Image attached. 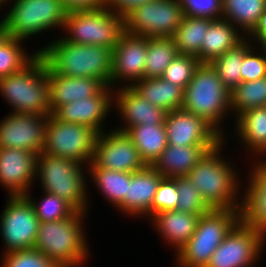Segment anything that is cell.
<instances>
[{
	"mask_svg": "<svg viewBox=\"0 0 266 267\" xmlns=\"http://www.w3.org/2000/svg\"><path fill=\"white\" fill-rule=\"evenodd\" d=\"M52 73L75 78H95L110 86L112 49L73 44L62 37L37 50Z\"/></svg>",
	"mask_w": 266,
	"mask_h": 267,
	"instance_id": "obj_1",
	"label": "cell"
},
{
	"mask_svg": "<svg viewBox=\"0 0 266 267\" xmlns=\"http://www.w3.org/2000/svg\"><path fill=\"white\" fill-rule=\"evenodd\" d=\"M224 143L207 151L186 177L211 209H240V180L233 164L220 155Z\"/></svg>",
	"mask_w": 266,
	"mask_h": 267,
	"instance_id": "obj_2",
	"label": "cell"
},
{
	"mask_svg": "<svg viewBox=\"0 0 266 267\" xmlns=\"http://www.w3.org/2000/svg\"><path fill=\"white\" fill-rule=\"evenodd\" d=\"M86 215L77 211L65 219L40 222L34 248L58 267H80L85 264L90 254L83 228Z\"/></svg>",
	"mask_w": 266,
	"mask_h": 267,
	"instance_id": "obj_3",
	"label": "cell"
},
{
	"mask_svg": "<svg viewBox=\"0 0 266 267\" xmlns=\"http://www.w3.org/2000/svg\"><path fill=\"white\" fill-rule=\"evenodd\" d=\"M0 93L12 107V113L49 116L47 64L42 56L38 53L22 70L1 77Z\"/></svg>",
	"mask_w": 266,
	"mask_h": 267,
	"instance_id": "obj_4",
	"label": "cell"
},
{
	"mask_svg": "<svg viewBox=\"0 0 266 267\" xmlns=\"http://www.w3.org/2000/svg\"><path fill=\"white\" fill-rule=\"evenodd\" d=\"M230 93L212 65L200 63L184 89L182 108L204 119L223 137L220 125L232 112Z\"/></svg>",
	"mask_w": 266,
	"mask_h": 267,
	"instance_id": "obj_5",
	"label": "cell"
},
{
	"mask_svg": "<svg viewBox=\"0 0 266 267\" xmlns=\"http://www.w3.org/2000/svg\"><path fill=\"white\" fill-rule=\"evenodd\" d=\"M240 220V209H211L200 216L194 234L176 253L178 267H206L227 233Z\"/></svg>",
	"mask_w": 266,
	"mask_h": 267,
	"instance_id": "obj_6",
	"label": "cell"
},
{
	"mask_svg": "<svg viewBox=\"0 0 266 267\" xmlns=\"http://www.w3.org/2000/svg\"><path fill=\"white\" fill-rule=\"evenodd\" d=\"M86 170L75 160L50 156L41 152L37 157L36 175L44 191L70 203L77 211L87 213Z\"/></svg>",
	"mask_w": 266,
	"mask_h": 267,
	"instance_id": "obj_7",
	"label": "cell"
},
{
	"mask_svg": "<svg viewBox=\"0 0 266 267\" xmlns=\"http://www.w3.org/2000/svg\"><path fill=\"white\" fill-rule=\"evenodd\" d=\"M62 29L68 33L63 38L67 42L113 50L124 32L123 15L106 7L67 11Z\"/></svg>",
	"mask_w": 266,
	"mask_h": 267,
	"instance_id": "obj_8",
	"label": "cell"
},
{
	"mask_svg": "<svg viewBox=\"0 0 266 267\" xmlns=\"http://www.w3.org/2000/svg\"><path fill=\"white\" fill-rule=\"evenodd\" d=\"M12 3L0 21L10 37L25 41L54 27H64L67 10L61 0H15Z\"/></svg>",
	"mask_w": 266,
	"mask_h": 267,
	"instance_id": "obj_9",
	"label": "cell"
},
{
	"mask_svg": "<svg viewBox=\"0 0 266 267\" xmlns=\"http://www.w3.org/2000/svg\"><path fill=\"white\" fill-rule=\"evenodd\" d=\"M98 133L85 125L64 122L50 114L47 119L43 153L89 165Z\"/></svg>",
	"mask_w": 266,
	"mask_h": 267,
	"instance_id": "obj_10",
	"label": "cell"
},
{
	"mask_svg": "<svg viewBox=\"0 0 266 267\" xmlns=\"http://www.w3.org/2000/svg\"><path fill=\"white\" fill-rule=\"evenodd\" d=\"M184 16L179 0H150L123 15L124 31L148 38L171 37Z\"/></svg>",
	"mask_w": 266,
	"mask_h": 267,
	"instance_id": "obj_11",
	"label": "cell"
},
{
	"mask_svg": "<svg viewBox=\"0 0 266 267\" xmlns=\"http://www.w3.org/2000/svg\"><path fill=\"white\" fill-rule=\"evenodd\" d=\"M39 223L26 196H8L6 207L0 215L4 254L34 248Z\"/></svg>",
	"mask_w": 266,
	"mask_h": 267,
	"instance_id": "obj_12",
	"label": "cell"
},
{
	"mask_svg": "<svg viewBox=\"0 0 266 267\" xmlns=\"http://www.w3.org/2000/svg\"><path fill=\"white\" fill-rule=\"evenodd\" d=\"M266 237L254 227L239 220L212 254L206 267H252Z\"/></svg>",
	"mask_w": 266,
	"mask_h": 267,
	"instance_id": "obj_13",
	"label": "cell"
},
{
	"mask_svg": "<svg viewBox=\"0 0 266 267\" xmlns=\"http://www.w3.org/2000/svg\"><path fill=\"white\" fill-rule=\"evenodd\" d=\"M97 135L92 162L100 168L133 173L146 165L130 137L116 129Z\"/></svg>",
	"mask_w": 266,
	"mask_h": 267,
	"instance_id": "obj_14",
	"label": "cell"
},
{
	"mask_svg": "<svg viewBox=\"0 0 266 267\" xmlns=\"http://www.w3.org/2000/svg\"><path fill=\"white\" fill-rule=\"evenodd\" d=\"M48 116L11 113L0 121V148L43 152Z\"/></svg>",
	"mask_w": 266,
	"mask_h": 267,
	"instance_id": "obj_15",
	"label": "cell"
},
{
	"mask_svg": "<svg viewBox=\"0 0 266 267\" xmlns=\"http://www.w3.org/2000/svg\"><path fill=\"white\" fill-rule=\"evenodd\" d=\"M147 40L148 37L128 34L125 31L120 35L112 50L111 88L117 87L121 81L125 82L126 86H132L143 79Z\"/></svg>",
	"mask_w": 266,
	"mask_h": 267,
	"instance_id": "obj_16",
	"label": "cell"
},
{
	"mask_svg": "<svg viewBox=\"0 0 266 267\" xmlns=\"http://www.w3.org/2000/svg\"><path fill=\"white\" fill-rule=\"evenodd\" d=\"M164 125L168 144L176 146H217L225 140L204 119L183 108L167 112Z\"/></svg>",
	"mask_w": 266,
	"mask_h": 267,
	"instance_id": "obj_17",
	"label": "cell"
},
{
	"mask_svg": "<svg viewBox=\"0 0 266 267\" xmlns=\"http://www.w3.org/2000/svg\"><path fill=\"white\" fill-rule=\"evenodd\" d=\"M38 155L17 148H0V183L9 196H25L33 185Z\"/></svg>",
	"mask_w": 266,
	"mask_h": 267,
	"instance_id": "obj_18",
	"label": "cell"
},
{
	"mask_svg": "<svg viewBox=\"0 0 266 267\" xmlns=\"http://www.w3.org/2000/svg\"><path fill=\"white\" fill-rule=\"evenodd\" d=\"M113 94V88L105 86L97 95L64 104L52 114L61 121L88 126L99 134L104 131L103 121L114 105Z\"/></svg>",
	"mask_w": 266,
	"mask_h": 267,
	"instance_id": "obj_19",
	"label": "cell"
},
{
	"mask_svg": "<svg viewBox=\"0 0 266 267\" xmlns=\"http://www.w3.org/2000/svg\"><path fill=\"white\" fill-rule=\"evenodd\" d=\"M114 93V108H118L119 116L121 114V118L124 119H122L124 121L123 125L117 128V130L125 132L128 128L140 124L165 123L167 111L146 101L131 86L122 84V87L119 86Z\"/></svg>",
	"mask_w": 266,
	"mask_h": 267,
	"instance_id": "obj_20",
	"label": "cell"
},
{
	"mask_svg": "<svg viewBox=\"0 0 266 267\" xmlns=\"http://www.w3.org/2000/svg\"><path fill=\"white\" fill-rule=\"evenodd\" d=\"M248 178L241 200L240 220L266 237V158L254 162Z\"/></svg>",
	"mask_w": 266,
	"mask_h": 267,
	"instance_id": "obj_21",
	"label": "cell"
},
{
	"mask_svg": "<svg viewBox=\"0 0 266 267\" xmlns=\"http://www.w3.org/2000/svg\"><path fill=\"white\" fill-rule=\"evenodd\" d=\"M164 177L152 166L146 165L143 169L131 173L127 194L124 200L116 207L131 216L150 217V208L158 185Z\"/></svg>",
	"mask_w": 266,
	"mask_h": 267,
	"instance_id": "obj_22",
	"label": "cell"
},
{
	"mask_svg": "<svg viewBox=\"0 0 266 267\" xmlns=\"http://www.w3.org/2000/svg\"><path fill=\"white\" fill-rule=\"evenodd\" d=\"M51 114L60 106L97 95L105 85L95 78H75L47 68Z\"/></svg>",
	"mask_w": 266,
	"mask_h": 267,
	"instance_id": "obj_23",
	"label": "cell"
},
{
	"mask_svg": "<svg viewBox=\"0 0 266 267\" xmlns=\"http://www.w3.org/2000/svg\"><path fill=\"white\" fill-rule=\"evenodd\" d=\"M199 218L197 214L169 210L154 214L149 220L166 243L178 252L194 234Z\"/></svg>",
	"mask_w": 266,
	"mask_h": 267,
	"instance_id": "obj_24",
	"label": "cell"
},
{
	"mask_svg": "<svg viewBox=\"0 0 266 267\" xmlns=\"http://www.w3.org/2000/svg\"><path fill=\"white\" fill-rule=\"evenodd\" d=\"M216 146H176L168 144L152 167L164 178L185 177L207 151Z\"/></svg>",
	"mask_w": 266,
	"mask_h": 267,
	"instance_id": "obj_25",
	"label": "cell"
},
{
	"mask_svg": "<svg viewBox=\"0 0 266 267\" xmlns=\"http://www.w3.org/2000/svg\"><path fill=\"white\" fill-rule=\"evenodd\" d=\"M229 21L214 19L205 33L200 50V63H210L226 51L237 47L246 36Z\"/></svg>",
	"mask_w": 266,
	"mask_h": 267,
	"instance_id": "obj_26",
	"label": "cell"
},
{
	"mask_svg": "<svg viewBox=\"0 0 266 267\" xmlns=\"http://www.w3.org/2000/svg\"><path fill=\"white\" fill-rule=\"evenodd\" d=\"M236 125V126H235ZM234 129L241 144L263 159L266 156V107H258L240 114L234 122ZM260 155V156H259Z\"/></svg>",
	"mask_w": 266,
	"mask_h": 267,
	"instance_id": "obj_27",
	"label": "cell"
},
{
	"mask_svg": "<svg viewBox=\"0 0 266 267\" xmlns=\"http://www.w3.org/2000/svg\"><path fill=\"white\" fill-rule=\"evenodd\" d=\"M125 133L134 143L145 165L152 166L168 145L164 124H145L128 128Z\"/></svg>",
	"mask_w": 266,
	"mask_h": 267,
	"instance_id": "obj_28",
	"label": "cell"
},
{
	"mask_svg": "<svg viewBox=\"0 0 266 267\" xmlns=\"http://www.w3.org/2000/svg\"><path fill=\"white\" fill-rule=\"evenodd\" d=\"M131 87L146 101L167 112L182 108L184 90L163 78H143Z\"/></svg>",
	"mask_w": 266,
	"mask_h": 267,
	"instance_id": "obj_29",
	"label": "cell"
},
{
	"mask_svg": "<svg viewBox=\"0 0 266 267\" xmlns=\"http://www.w3.org/2000/svg\"><path fill=\"white\" fill-rule=\"evenodd\" d=\"M214 19L185 15L171 36L178 54L196 57L200 62V50L205 33Z\"/></svg>",
	"mask_w": 266,
	"mask_h": 267,
	"instance_id": "obj_30",
	"label": "cell"
},
{
	"mask_svg": "<svg viewBox=\"0 0 266 267\" xmlns=\"http://www.w3.org/2000/svg\"><path fill=\"white\" fill-rule=\"evenodd\" d=\"M222 4V18L231 22L246 37L266 9V0H222Z\"/></svg>",
	"mask_w": 266,
	"mask_h": 267,
	"instance_id": "obj_31",
	"label": "cell"
},
{
	"mask_svg": "<svg viewBox=\"0 0 266 267\" xmlns=\"http://www.w3.org/2000/svg\"><path fill=\"white\" fill-rule=\"evenodd\" d=\"M87 168H89L91 179L96 184L95 187L105 196L104 198L108 199L107 201L117 207L127 194L131 173L100 168L93 162Z\"/></svg>",
	"mask_w": 266,
	"mask_h": 267,
	"instance_id": "obj_32",
	"label": "cell"
},
{
	"mask_svg": "<svg viewBox=\"0 0 266 267\" xmlns=\"http://www.w3.org/2000/svg\"><path fill=\"white\" fill-rule=\"evenodd\" d=\"M178 51L171 37L148 38L144 79L162 78Z\"/></svg>",
	"mask_w": 266,
	"mask_h": 267,
	"instance_id": "obj_33",
	"label": "cell"
},
{
	"mask_svg": "<svg viewBox=\"0 0 266 267\" xmlns=\"http://www.w3.org/2000/svg\"><path fill=\"white\" fill-rule=\"evenodd\" d=\"M247 38L237 47L226 51L222 56L213 59L210 64L218 73L224 86L232 91L241 82V71L244 54L252 47Z\"/></svg>",
	"mask_w": 266,
	"mask_h": 267,
	"instance_id": "obj_34",
	"label": "cell"
},
{
	"mask_svg": "<svg viewBox=\"0 0 266 267\" xmlns=\"http://www.w3.org/2000/svg\"><path fill=\"white\" fill-rule=\"evenodd\" d=\"M266 107V77L250 81L241 82L230 93L231 113L236 116L258 108ZM236 113V114H235Z\"/></svg>",
	"mask_w": 266,
	"mask_h": 267,
	"instance_id": "obj_35",
	"label": "cell"
},
{
	"mask_svg": "<svg viewBox=\"0 0 266 267\" xmlns=\"http://www.w3.org/2000/svg\"><path fill=\"white\" fill-rule=\"evenodd\" d=\"M21 42L24 40L9 37L0 47V78L22 70L39 53L34 51L29 55Z\"/></svg>",
	"mask_w": 266,
	"mask_h": 267,
	"instance_id": "obj_36",
	"label": "cell"
},
{
	"mask_svg": "<svg viewBox=\"0 0 266 267\" xmlns=\"http://www.w3.org/2000/svg\"><path fill=\"white\" fill-rule=\"evenodd\" d=\"M44 197L39 202L32 200L30 192L25 196L31 201L35 214L40 222H51L73 216L77 210L67 201L44 191ZM37 202V203H36Z\"/></svg>",
	"mask_w": 266,
	"mask_h": 267,
	"instance_id": "obj_37",
	"label": "cell"
},
{
	"mask_svg": "<svg viewBox=\"0 0 266 267\" xmlns=\"http://www.w3.org/2000/svg\"><path fill=\"white\" fill-rule=\"evenodd\" d=\"M175 179L179 196L176 210L199 216L211 210L202 199L196 187L186 176L176 177Z\"/></svg>",
	"mask_w": 266,
	"mask_h": 267,
	"instance_id": "obj_38",
	"label": "cell"
},
{
	"mask_svg": "<svg viewBox=\"0 0 266 267\" xmlns=\"http://www.w3.org/2000/svg\"><path fill=\"white\" fill-rule=\"evenodd\" d=\"M199 64L200 62L196 57L177 54L165 69L162 78L184 90Z\"/></svg>",
	"mask_w": 266,
	"mask_h": 267,
	"instance_id": "obj_39",
	"label": "cell"
},
{
	"mask_svg": "<svg viewBox=\"0 0 266 267\" xmlns=\"http://www.w3.org/2000/svg\"><path fill=\"white\" fill-rule=\"evenodd\" d=\"M1 267H58L53 261L35 248L2 254Z\"/></svg>",
	"mask_w": 266,
	"mask_h": 267,
	"instance_id": "obj_40",
	"label": "cell"
},
{
	"mask_svg": "<svg viewBox=\"0 0 266 267\" xmlns=\"http://www.w3.org/2000/svg\"><path fill=\"white\" fill-rule=\"evenodd\" d=\"M178 199L176 179L163 178L158 185L150 208V218L159 212L176 210Z\"/></svg>",
	"mask_w": 266,
	"mask_h": 267,
	"instance_id": "obj_41",
	"label": "cell"
},
{
	"mask_svg": "<svg viewBox=\"0 0 266 267\" xmlns=\"http://www.w3.org/2000/svg\"><path fill=\"white\" fill-rule=\"evenodd\" d=\"M253 47L244 54L242 71L240 72L242 82H250L266 77V48L260 45L259 52H263L258 54Z\"/></svg>",
	"mask_w": 266,
	"mask_h": 267,
	"instance_id": "obj_42",
	"label": "cell"
},
{
	"mask_svg": "<svg viewBox=\"0 0 266 267\" xmlns=\"http://www.w3.org/2000/svg\"><path fill=\"white\" fill-rule=\"evenodd\" d=\"M184 15L220 19L223 14L222 0H179Z\"/></svg>",
	"mask_w": 266,
	"mask_h": 267,
	"instance_id": "obj_43",
	"label": "cell"
},
{
	"mask_svg": "<svg viewBox=\"0 0 266 267\" xmlns=\"http://www.w3.org/2000/svg\"><path fill=\"white\" fill-rule=\"evenodd\" d=\"M67 11L105 7L106 0H61Z\"/></svg>",
	"mask_w": 266,
	"mask_h": 267,
	"instance_id": "obj_44",
	"label": "cell"
},
{
	"mask_svg": "<svg viewBox=\"0 0 266 267\" xmlns=\"http://www.w3.org/2000/svg\"><path fill=\"white\" fill-rule=\"evenodd\" d=\"M148 1L150 0H106L105 7L124 15L131 8Z\"/></svg>",
	"mask_w": 266,
	"mask_h": 267,
	"instance_id": "obj_45",
	"label": "cell"
},
{
	"mask_svg": "<svg viewBox=\"0 0 266 267\" xmlns=\"http://www.w3.org/2000/svg\"><path fill=\"white\" fill-rule=\"evenodd\" d=\"M246 38L249 40L253 38L258 42V45H263L266 42V9L261 14L256 27Z\"/></svg>",
	"mask_w": 266,
	"mask_h": 267,
	"instance_id": "obj_46",
	"label": "cell"
},
{
	"mask_svg": "<svg viewBox=\"0 0 266 267\" xmlns=\"http://www.w3.org/2000/svg\"><path fill=\"white\" fill-rule=\"evenodd\" d=\"M10 37L7 30L0 24V47Z\"/></svg>",
	"mask_w": 266,
	"mask_h": 267,
	"instance_id": "obj_47",
	"label": "cell"
},
{
	"mask_svg": "<svg viewBox=\"0 0 266 267\" xmlns=\"http://www.w3.org/2000/svg\"><path fill=\"white\" fill-rule=\"evenodd\" d=\"M6 4V0H0V7Z\"/></svg>",
	"mask_w": 266,
	"mask_h": 267,
	"instance_id": "obj_48",
	"label": "cell"
}]
</instances>
